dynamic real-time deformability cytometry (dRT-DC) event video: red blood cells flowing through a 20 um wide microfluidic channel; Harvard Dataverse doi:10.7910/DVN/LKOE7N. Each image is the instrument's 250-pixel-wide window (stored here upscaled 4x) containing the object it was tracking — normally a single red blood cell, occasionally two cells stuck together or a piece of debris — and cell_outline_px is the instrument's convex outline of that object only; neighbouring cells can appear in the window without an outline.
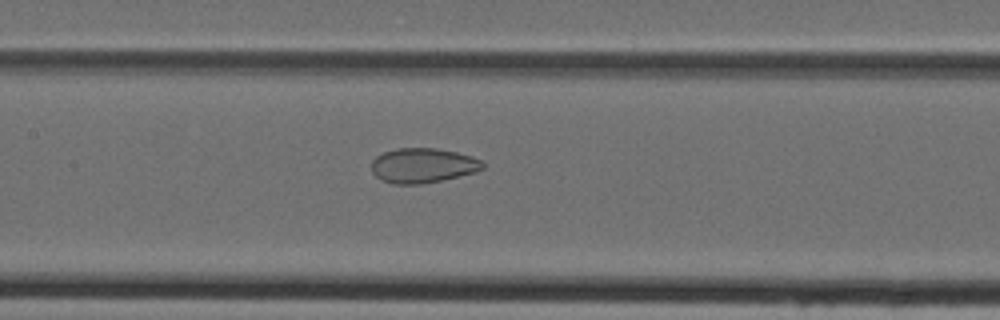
{"species": "Egyptian fruit bat (a non-hibernating species)", "species_latin": "Rousettus aegyptiacus", "temperature_condition": "cold", "stored_images_in_passage": 43, "camera_frame_rate_fps": 3000, "um_per_image_px": 0.085, "animal": {"sex": "female"}, "frame": {"image": 1, "passage_image": 23, "time_ms": 7.333, "image_size_px": [1000, 320], "cell_outline_px": [[484, 168], [476, 172], [440, 180], [420, 184], [392, 184], [380, 180], [372, 172], [372, 160], [376, 156], [384, 152], [396, 148], [436, 148], [456, 152], [472, 156], [480, 160], [484, 164]], "centroid_in_image_um": [35.92, 14.06], "position_along_channel_um": 171.5, "area_um2": 22.54}}
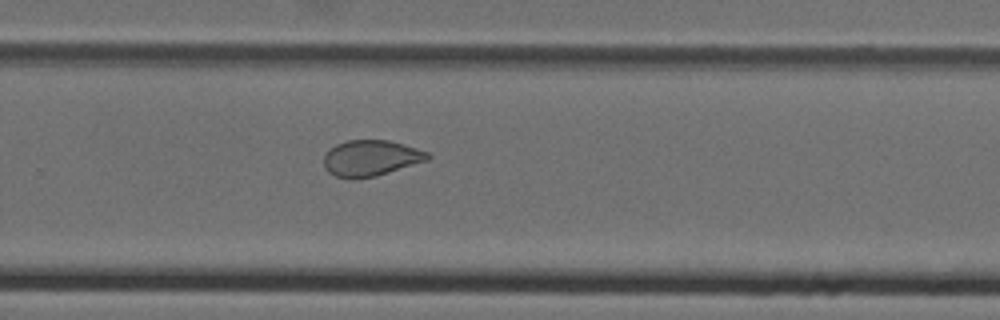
{"frame": {"image": 2, "passage_image": 32, "time_ms": 10.333, "image_size_px": [1000, 320], "cell_outline_px": [[432, 156], [428, 160], [376, 176], [352, 180], [336, 176], [328, 172], [324, 168], [324, 156], [336, 144], [348, 140], [388, 140], [404, 144], [428, 152]], "centroid_in_image_um": [31.52, 13.45], "position_along_channel_um": 298.3, "area_um2": 21.79}}
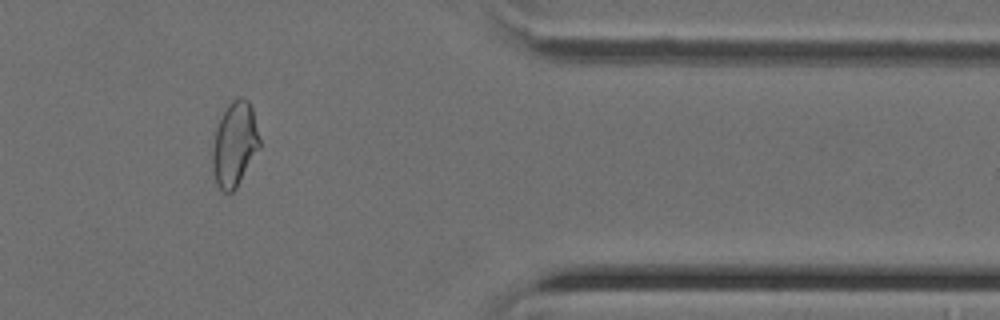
{"frame": {"image": 3, "passage_image": 40, "time_ms": 13.0, "image_size_px": [1000, 320], "cell_outline_px": [[260, 148], [236, 188], [232, 192], [224, 192], [216, 184], [212, 168], [212, 148], [216, 128], [228, 104], [232, 100], [240, 96], [244, 96], [248, 100], [252, 108], [260, 140]], "centroid_in_image_um": [19.94, 12.26], "position_along_channel_um": 391.5, "area_um2": 23.24}}